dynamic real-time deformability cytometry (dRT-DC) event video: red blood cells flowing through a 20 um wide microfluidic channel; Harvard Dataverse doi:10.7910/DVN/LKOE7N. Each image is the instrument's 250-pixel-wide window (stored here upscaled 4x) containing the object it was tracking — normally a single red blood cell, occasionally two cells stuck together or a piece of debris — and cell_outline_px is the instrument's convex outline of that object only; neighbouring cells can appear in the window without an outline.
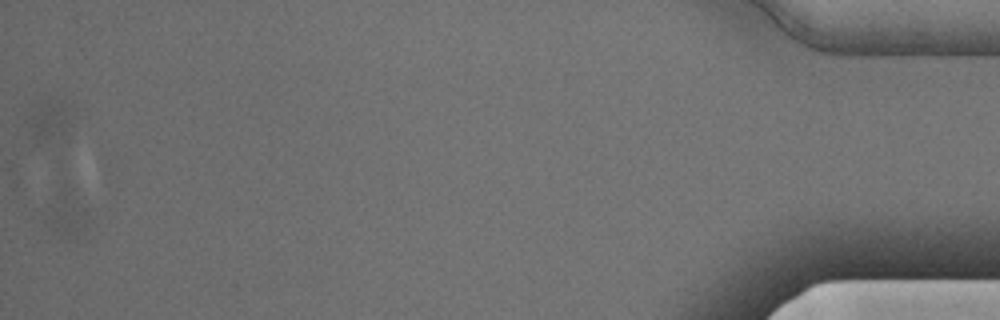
{"species": "Egyptian fruit bat (a non-hibernating species)", "species_latin": "Rousettus aegyptiacus", "temperature_condition": "cold", "stored_images_in_passage": 15, "camera_frame_rate_fps": 3000, "um_per_image_px": 0.085, "animal": {"sex": "male"}, "frame": {"image": 1, "passage_image": 15, "time_ms": 4.667, "image_size_px": [1000, 320], "cell_outline_px": [[88, 216], [84, 228], [72, 240], [48, 228], [44, 220], [60, 188], [64, 184], [72, 188], [84, 208]], "centroid_in_image_um": [5.66, 18.18], "position_along_channel_um": 429.5, "area_um2": 10.75}}